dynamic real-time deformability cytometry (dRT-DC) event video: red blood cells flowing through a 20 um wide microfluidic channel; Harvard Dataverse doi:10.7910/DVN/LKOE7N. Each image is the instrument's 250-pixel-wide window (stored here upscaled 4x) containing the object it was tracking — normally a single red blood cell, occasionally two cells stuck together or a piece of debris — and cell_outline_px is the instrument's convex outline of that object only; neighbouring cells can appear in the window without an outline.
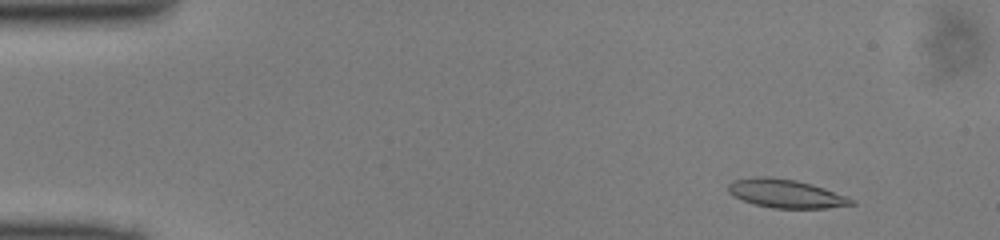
{"species": "common noctule bat (a hibernating species)", "species_latin": "Nyctalus noctula", "temperature_condition": "cold", "stored_images_in_passage": 48, "camera_frame_rate_fps": 3000, "um_per_image_px": 0.085, "animal": {"sex": "male", "body_mass_g": 13.0, "forearm_length_mm": 53.1}, "frame": {"image": 1, "passage_image": 4, "time_ms": 1.0, "image_size_px": [1000, 240], "cell_outline_px": [[856, 204], [824, 208], [772, 208], [756, 204], [744, 200], [728, 192], [728, 184], [732, 180], [752, 176], [768, 176], [796, 180], [812, 184], [824, 188], [856, 200]], "centroid_in_image_um": [66.79, 16.44], "position_along_channel_um": 18.2, "area_um2": 20.4}}
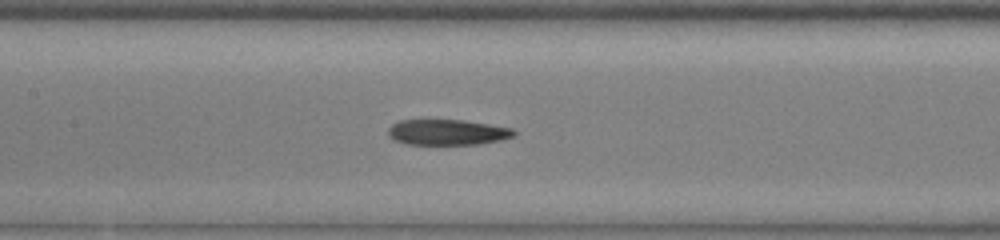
{"frame": {"image": 2, "passage_image": 22, "time_ms": 7.0, "image_size_px": [1000, 240], "cell_outline_px": [[516, 136], [500, 140], [480, 144], [408, 144], [396, 140], [388, 136], [388, 128], [392, 124], [400, 120], [464, 120], [512, 128], [516, 132]], "centroid_in_image_um": [38.04, 11.24], "position_along_channel_um": 169.4, "area_um2": 18.73}}
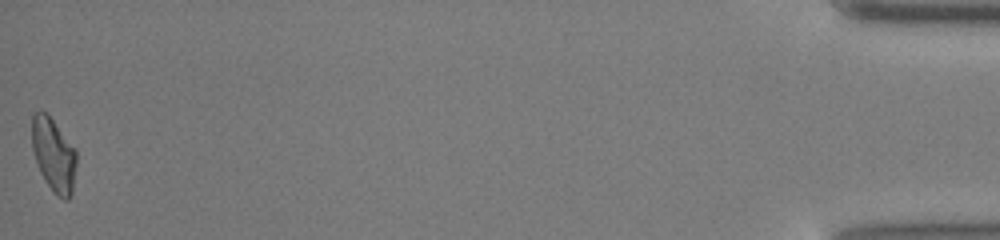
{"frame": {"image": 3, "passage_image": 48, "time_ms": 15.667, "image_size_px": [1000, 240], "cell_outline_px": [[76, 164], [72, 192], [68, 200], [64, 200], [56, 196], [52, 192], [44, 180], [36, 164], [32, 148], [32, 112], [40, 108], [48, 112], [76, 148]], "centroid_in_image_um": [4.54, 13.11], "position_along_channel_um": 430.7, "area_um2": 19.83}}